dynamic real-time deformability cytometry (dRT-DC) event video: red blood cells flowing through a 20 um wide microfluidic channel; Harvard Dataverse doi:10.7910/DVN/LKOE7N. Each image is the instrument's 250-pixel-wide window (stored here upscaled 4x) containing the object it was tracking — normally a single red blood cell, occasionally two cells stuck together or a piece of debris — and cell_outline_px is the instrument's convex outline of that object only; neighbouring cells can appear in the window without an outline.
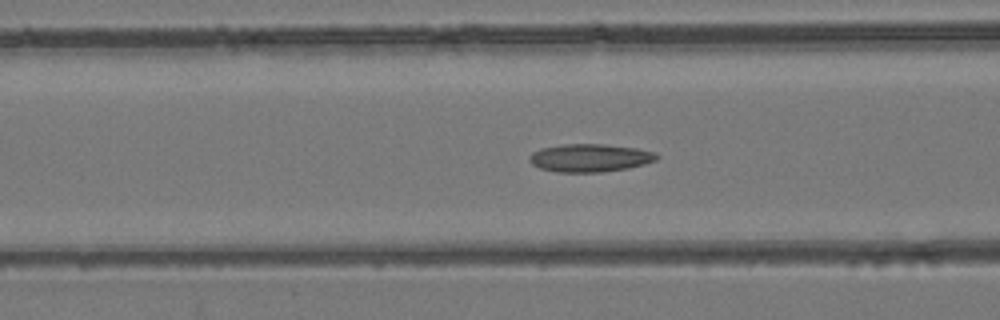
{"species": "common noctule bat (a hibernating species)", "species_latin": "Nyctalus noctula", "temperature_condition": "room temperature", "stored_images_in_passage": 41, "camera_frame_rate_fps": 3000, "um_per_image_px": 0.085, "animal": {"sex": "female", "body_mass_g": 24.6, "forearm_length_mm": 56.2}, "frame": {"image": 1, "passage_image": 14, "time_ms": 4.333, "image_size_px": [1000, 320], "cell_outline_px": [[660, 156], [656, 160], [644, 164], [628, 168], [600, 172], [556, 172], [540, 168], [532, 164], [528, 160], [528, 156], [532, 152], [540, 148], [564, 144], [604, 144], [636, 148], [656, 152]], "centroid_in_image_um": [50.13, 13.41], "position_along_channel_um": 116.5, "area_um2": 20.87}}
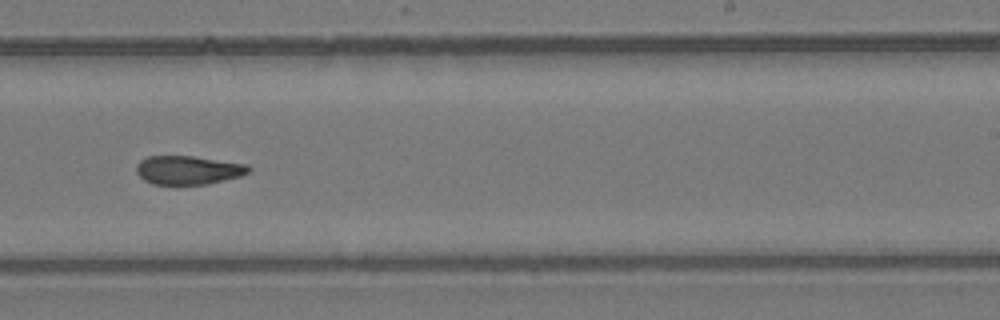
{"frame": {"image": 2, "passage_image": 25, "time_ms": 8.0, "image_size_px": [1000, 320], "cell_outline_px": [[252, 168], [248, 172], [240, 176], [208, 184], [176, 188], [152, 184], [144, 180], [136, 172], [136, 164], [140, 160], [148, 156], [192, 156], [248, 164]], "centroid_in_image_um": [15.95, 14.5], "position_along_channel_um": 273.0, "area_um2": 19.59}}
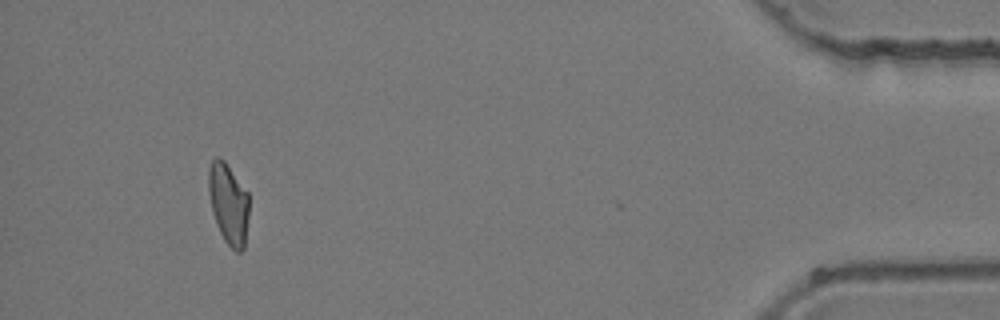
{"frame": {"image": 3, "passage_image": 40, "time_ms": 13.0, "image_size_px": [1000, 320], "cell_outline_px": [[248, 216], [244, 248], [240, 252], [236, 252], [224, 240], [216, 224], [212, 212], [208, 188], [208, 168], [212, 160], [216, 156], [220, 156], [224, 160], [248, 192]], "centroid_in_image_um": [19.41, 17.28], "position_along_channel_um": 415.8, "area_um2": 19.13}}